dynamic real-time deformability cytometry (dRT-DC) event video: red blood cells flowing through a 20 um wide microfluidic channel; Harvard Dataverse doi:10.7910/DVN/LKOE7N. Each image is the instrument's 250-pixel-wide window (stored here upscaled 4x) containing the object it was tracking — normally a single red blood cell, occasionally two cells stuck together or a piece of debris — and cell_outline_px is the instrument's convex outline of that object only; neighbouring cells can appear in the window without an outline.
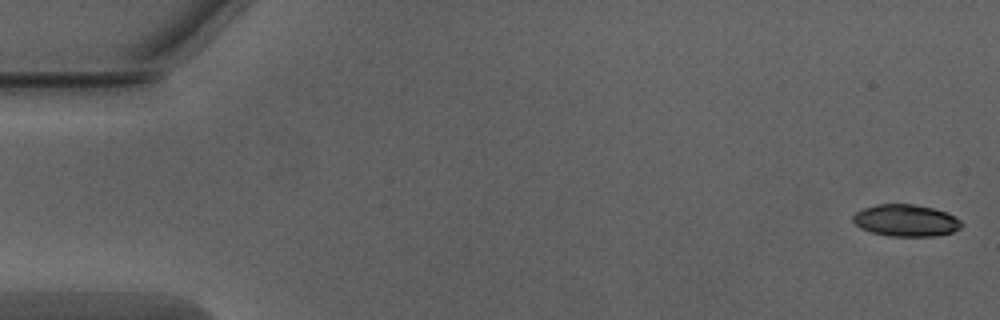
{"species": "Egyptian fruit bat (a non-hibernating species)", "species_latin": "Rousettus aegyptiacus", "temperature_condition": "warm", "stored_images_in_passage": 51, "camera_frame_rate_fps": 3000, "um_per_image_px": 0.085, "animal": {"sex": "male"}, "frame": {"image": 1, "passage_image": 1, "time_ms": 0.0, "image_size_px": [1000, 320], "cell_outline_px": [[964, 224], [960, 228], [952, 232], [936, 236], [888, 236], [872, 232], [860, 228], [852, 220], [852, 216], [856, 212], [864, 208], [876, 204], [916, 204], [948, 212], [960, 220]], "centroid_in_image_um": [77.01, 18.74], "position_along_channel_um": 8.0, "area_um2": 20.29}}
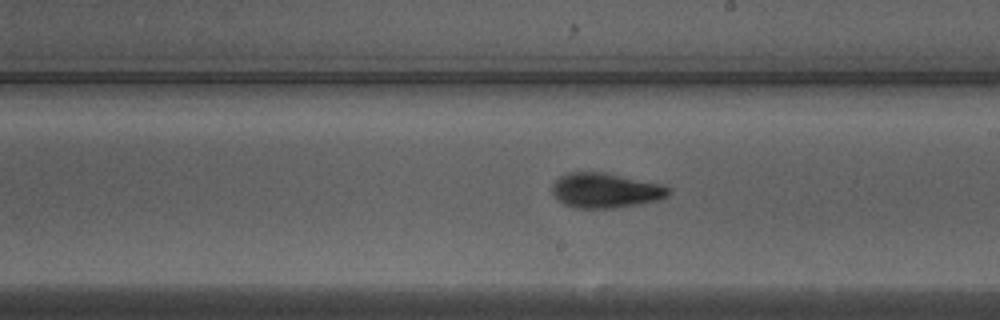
{"frame": {"image": 2, "passage_image": 29, "time_ms": 9.333, "image_size_px": [1000, 320], "cell_outline_px": [[672, 192], [668, 196], [656, 200], [636, 204], [612, 208], [576, 208], [564, 204], [552, 192], [552, 184], [560, 176], [568, 172], [604, 172], [660, 184], [668, 188]], "centroid_in_image_um": [51.44, 16.18], "position_along_channel_um": 237.6, "area_um2": 23.35}}
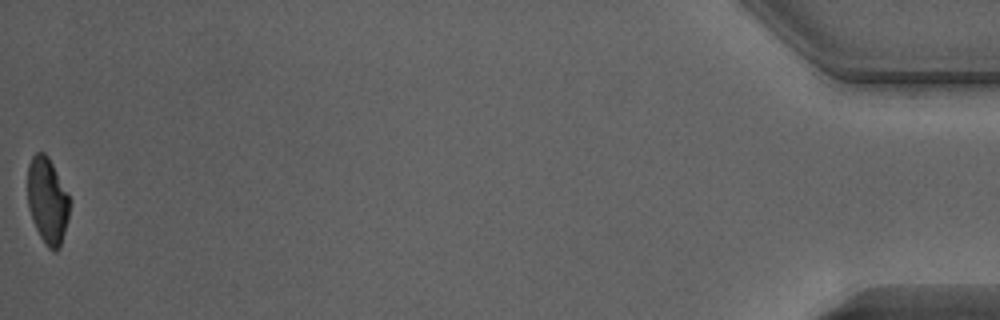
{"frame": {"image": 3, "passage_image": 51, "time_ms": 16.667, "image_size_px": [1000, 320], "cell_outline_px": [[68, 216], [60, 248], [56, 252], [52, 252], [44, 244], [32, 220], [28, 208], [28, 164], [32, 156], [36, 152], [44, 152], [48, 156], [68, 196]], "centroid_in_image_um": [4.0, 17.09], "position_along_channel_um": 431.2, "area_um2": 20.81}, "authors_computed_cell_mechanics": {"area_um2": 22.4842, "velocity_mm_per_s": 4.0392, "shape_relaxation_time_tau1_ms": 3.5075, "shape_relaxation_time_tau2_ms": 1.4877, "deformation_change_tau1": 0.1579, "deformation_change_tau2": 0.0894}}